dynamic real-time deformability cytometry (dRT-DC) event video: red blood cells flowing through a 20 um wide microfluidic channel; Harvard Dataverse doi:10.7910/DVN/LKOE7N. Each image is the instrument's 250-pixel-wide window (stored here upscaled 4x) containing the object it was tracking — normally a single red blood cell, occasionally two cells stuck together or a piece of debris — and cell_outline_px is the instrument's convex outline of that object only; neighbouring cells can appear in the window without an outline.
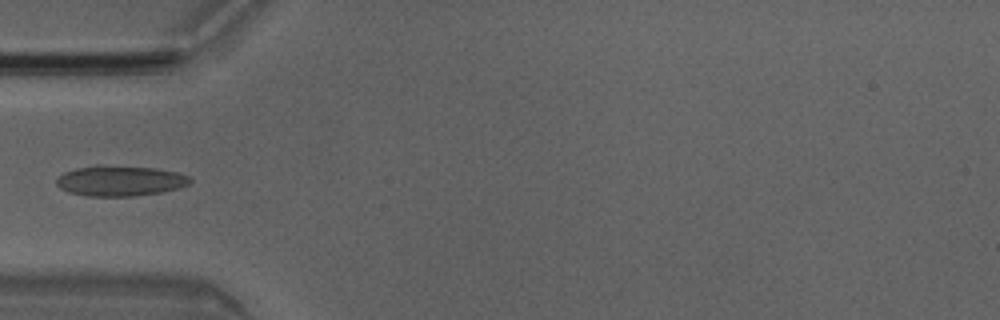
{"species": "Egyptian fruit bat (a non-hibernating species)", "species_latin": "Rousettus aegyptiacus", "temperature_condition": "room temperature", "stored_images_in_passage": 4, "camera_frame_rate_fps": 3000, "um_per_image_px": 0.085, "animal": {"sex": "male"}, "frame": {"image": 1, "passage_image": 4, "time_ms": 1.0, "image_size_px": [1000, 320], "cell_outline_px": [[192, 184], [180, 188], [160, 192], [136, 196], [88, 196], [68, 192], [60, 188], [56, 184], [56, 180], [64, 172], [76, 168], [96, 164], [100, 164], [156, 168], [176, 172], [188, 176], [192, 180]], "centroid_in_image_um": [10.22, 15.36], "position_along_channel_um": 74.8, "area_um2": 23.99}}